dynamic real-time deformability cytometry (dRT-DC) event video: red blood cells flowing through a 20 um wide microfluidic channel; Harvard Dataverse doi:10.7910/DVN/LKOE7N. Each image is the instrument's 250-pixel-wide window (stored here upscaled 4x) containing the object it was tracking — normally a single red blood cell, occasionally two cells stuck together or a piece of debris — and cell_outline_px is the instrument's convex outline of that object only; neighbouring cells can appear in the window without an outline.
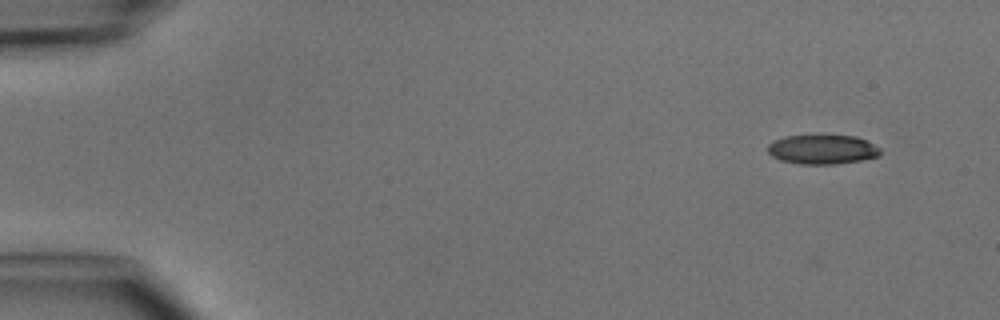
{"species": "common noctule bat (a hibernating species)", "species_latin": "Nyctalus noctula", "temperature_condition": "cold", "stored_images_in_passage": 4, "camera_frame_rate_fps": 3000, "um_per_image_px": 0.085, "animal": {"sex": "male", "body_mass_g": 15.6}, "frame": {"image": 1, "passage_image": 1, "time_ms": 0.0, "image_size_px": [1000, 320], "cell_outline_px": [[880, 152], [876, 156], [860, 160], [836, 164], [800, 164], [780, 160], [772, 156], [768, 152], [768, 144], [772, 140], [784, 136], [824, 132], [856, 136], [880, 148]], "centroid_in_image_um": [69.84, 12.64], "position_along_channel_um": 15.2, "area_um2": 20.06}}
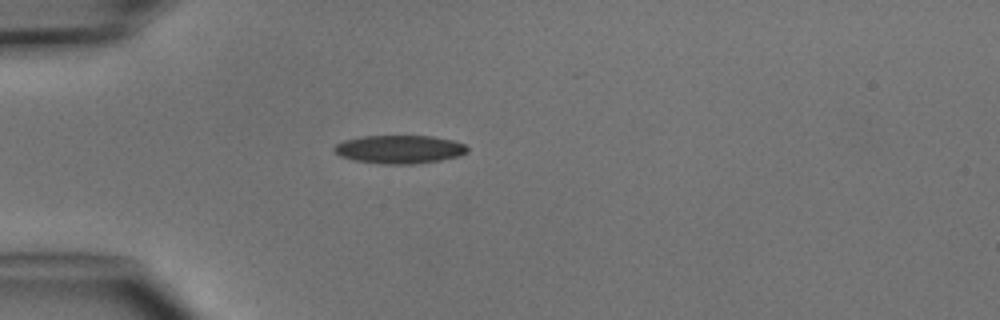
{"frame": {"image": 2, "passage_image": 4, "time_ms": 3.333, "image_size_px": [1000, 320], "cell_outline_px": [[468, 152], [460, 156], [440, 160], [412, 164], [380, 164], [352, 160], [340, 156], [332, 148], [336, 144], [344, 140], [360, 136], [432, 136], [452, 140], [464, 144], [468, 148]], "centroid_in_image_um": [33.94, 12.69], "position_along_channel_um": 51.1, "area_um2": 22.08}}